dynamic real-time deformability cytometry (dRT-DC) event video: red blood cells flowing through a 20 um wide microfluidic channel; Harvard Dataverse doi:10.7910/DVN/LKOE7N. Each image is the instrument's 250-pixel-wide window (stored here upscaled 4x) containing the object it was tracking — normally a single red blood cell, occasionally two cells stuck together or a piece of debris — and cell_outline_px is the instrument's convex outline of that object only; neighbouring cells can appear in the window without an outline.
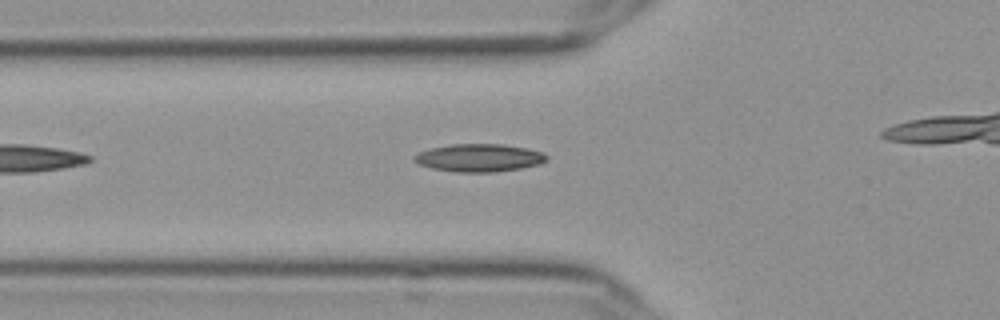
{"species": "Egyptian fruit bat (a non-hibernating species)", "species_latin": "Rousettus aegyptiacus", "temperature_condition": "cold", "stored_images_in_passage": 25, "camera_frame_rate_fps": 3000, "um_per_image_px": 0.085, "frame": {"image": 1, "passage_image": 4, "time_ms": 1.0, "image_size_px": [1000, 320], "cell_outline_px": [[548, 160], [540, 164], [520, 168], [492, 172], [456, 172], [432, 168], [420, 164], [412, 160], [412, 156], [428, 148], [452, 144], [500, 144], [528, 148], [544, 152], [548, 156]], "centroid_in_image_um": [40.73, 13.4], "position_along_channel_um": 85.1, "area_um2": 21.56}}
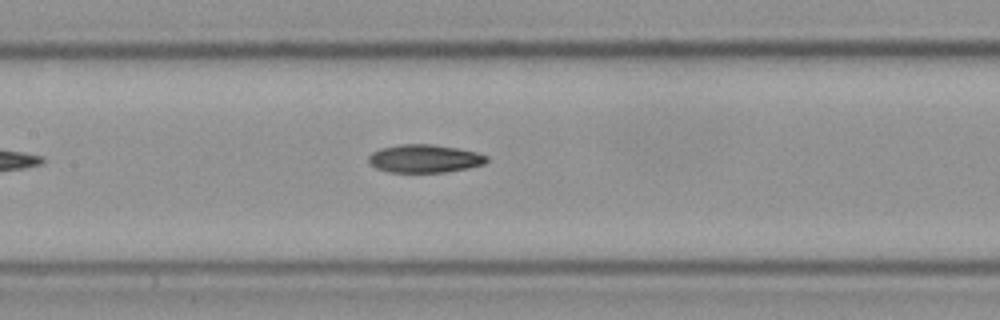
{"frame": {"image": 2, "passage_image": 11, "time_ms": 3.333, "image_size_px": [1000, 320], "cell_outline_px": [[488, 160], [484, 164], [468, 168], [444, 172], [388, 172], [376, 168], [368, 160], [368, 156], [372, 152], [380, 148], [400, 144], [432, 144], [456, 148], [476, 152], [488, 156]], "centroid_in_image_um": [36.08, 13.48], "position_along_channel_um": 171.3, "area_um2": 19.31}}
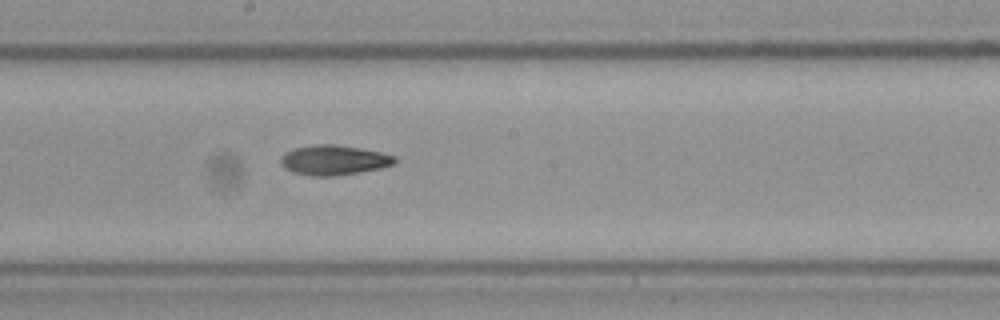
{"frame": {"image": 3, "passage_image": 15, "time_ms": 4.667, "image_size_px": [1000, 320], "cell_outline_px": [[396, 164], [380, 168], [360, 172], [336, 176], [312, 176], [296, 172], [284, 168], [280, 160], [292, 148], [316, 144], [336, 144], [360, 148], [380, 152], [396, 156]], "centroid_in_image_um": [28.42, 13.6], "position_along_channel_um": 219.8, "area_um2": 19.77}}